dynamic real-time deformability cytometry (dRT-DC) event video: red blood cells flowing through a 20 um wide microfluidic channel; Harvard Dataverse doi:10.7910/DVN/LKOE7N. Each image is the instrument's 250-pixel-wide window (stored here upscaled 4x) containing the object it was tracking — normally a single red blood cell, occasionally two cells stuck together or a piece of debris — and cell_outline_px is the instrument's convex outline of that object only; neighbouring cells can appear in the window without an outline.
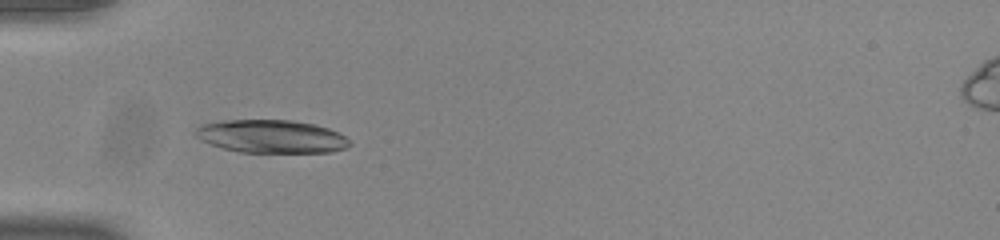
{"species": "common noctule bat (a hibernating species)", "species_latin": "Nyctalus noctula", "temperature_condition": "room temperature", "stored_images_in_passage": 12, "camera_frame_rate_fps": 3000, "um_per_image_px": 0.085, "animal": {"sex": "male", "body_mass_g": 20.0, "forearm_length_mm": 53.3}, "frame": {"image": 1, "passage_image": 3, "time_ms": 0.667, "image_size_px": [1000, 240], "cell_outline_px": [[352, 144], [348, 148], [332, 152], [240, 152], [224, 148], [200, 140], [192, 132], [200, 124], [224, 120], [292, 120], [316, 124], [340, 132]], "centroid_in_image_um": [23.08, 11.59], "position_along_channel_um": 61.9, "area_um2": 29.94}}
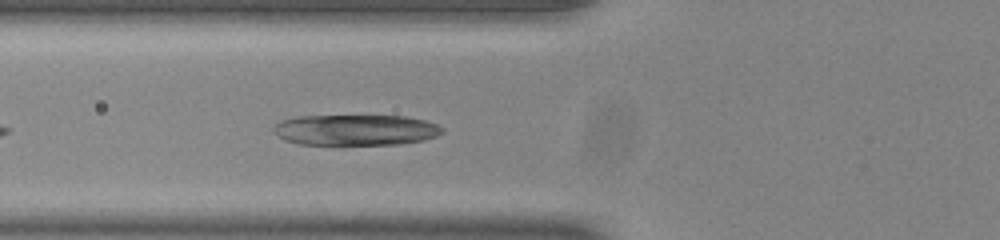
{"frame": {"image": 2, "passage_image": 6, "time_ms": 1.667, "image_size_px": [1000, 240], "cell_outline_px": [[444, 132], [436, 136], [424, 140], [400, 144], [300, 144], [284, 140], [276, 136], [272, 132], [272, 128], [280, 120], [296, 116], [404, 116], [424, 120], [436, 124], [444, 128]], "centroid_in_image_um": [30.19, 11.04], "position_along_channel_um": 95.6, "area_um2": 30.4}}